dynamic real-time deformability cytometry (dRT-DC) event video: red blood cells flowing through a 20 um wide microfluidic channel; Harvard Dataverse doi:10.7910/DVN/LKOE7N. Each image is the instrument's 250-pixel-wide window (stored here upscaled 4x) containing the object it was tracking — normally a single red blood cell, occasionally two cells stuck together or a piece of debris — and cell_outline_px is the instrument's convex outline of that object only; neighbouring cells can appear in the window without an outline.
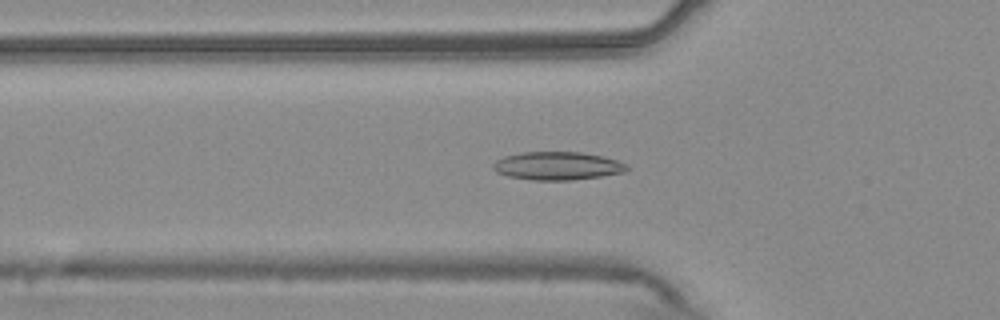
{"species": "common noctule bat (a hibernating species)", "species_latin": "Nyctalus noctula", "temperature_condition": "warm", "stored_images_in_passage": 54, "camera_frame_rate_fps": 3000, "um_per_image_px": 0.085, "animal": {"sex": "male", "body_mass_g": 20.4}, "frame": {"image": 1, "passage_image": 18, "time_ms": 5.667, "image_size_px": [1000, 320], "cell_outline_px": [[628, 168], [624, 172], [600, 176], [572, 180], [532, 180], [508, 176], [496, 172], [492, 168], [492, 164], [496, 160], [504, 156], [520, 152], [580, 152], [604, 156], [628, 164]], "centroid_in_image_um": [47.36, 14.09], "position_along_channel_um": 78.4, "area_um2": 22.02}}
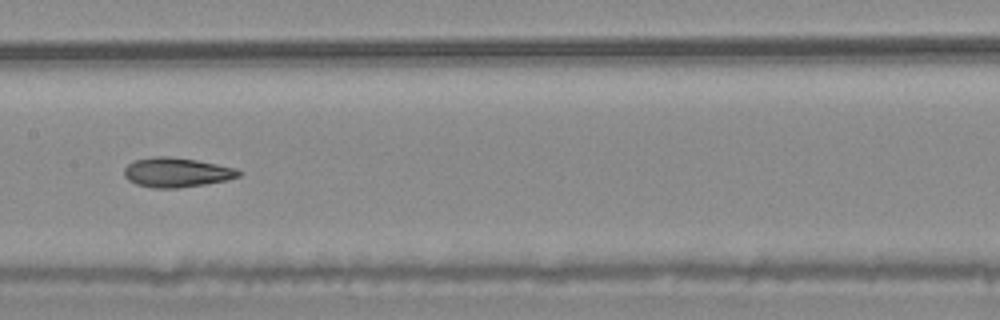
{"frame": {"image": 2, "passage_image": 27, "time_ms": 8.667, "image_size_px": [1000, 320], "cell_outline_px": [[244, 172], [240, 176], [228, 180], [204, 184], [176, 188], [152, 188], [136, 184], [128, 180], [124, 176], [124, 168], [128, 164], [136, 160], [152, 156], [168, 156], [196, 160], [236, 168]], "centroid_in_image_um": [15.02, 14.65], "position_along_channel_um": 192.4, "area_um2": 19.77}}
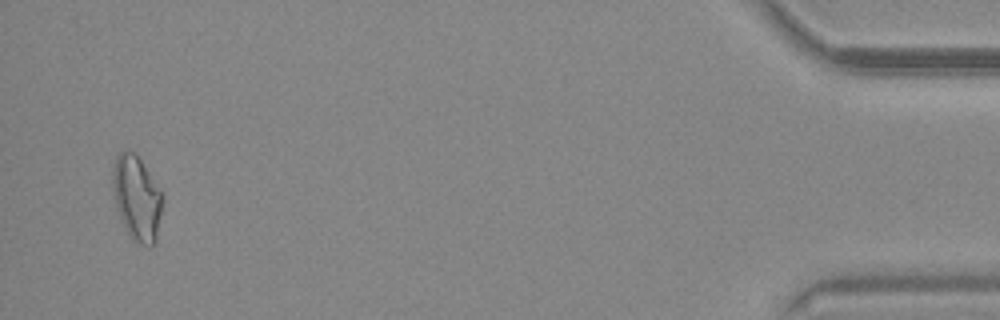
{"frame": {"image": 3, "passage_image": 52, "time_ms": 17.0, "image_size_px": [1000, 320], "cell_outline_px": [[164, 196], [156, 244], [140, 244], [132, 240], [120, 220], [116, 208], [112, 188], [112, 168], [116, 156], [124, 148], [132, 152], [140, 160], [160, 188]], "centroid_in_image_um": [11.62, 16.84], "position_along_channel_um": 423.6, "area_um2": 24.91}, "authors_computed_cell_mechanics": {"area_um2": 20.6635, "velocity_mm_per_s": 3.7544, "shape_relaxation_time_tau1_ms": null, "shape_relaxation_time_tau2_ms": 3.4794, "deformation_change_tau1": null, "deformation_change_tau2": 0.1117}}